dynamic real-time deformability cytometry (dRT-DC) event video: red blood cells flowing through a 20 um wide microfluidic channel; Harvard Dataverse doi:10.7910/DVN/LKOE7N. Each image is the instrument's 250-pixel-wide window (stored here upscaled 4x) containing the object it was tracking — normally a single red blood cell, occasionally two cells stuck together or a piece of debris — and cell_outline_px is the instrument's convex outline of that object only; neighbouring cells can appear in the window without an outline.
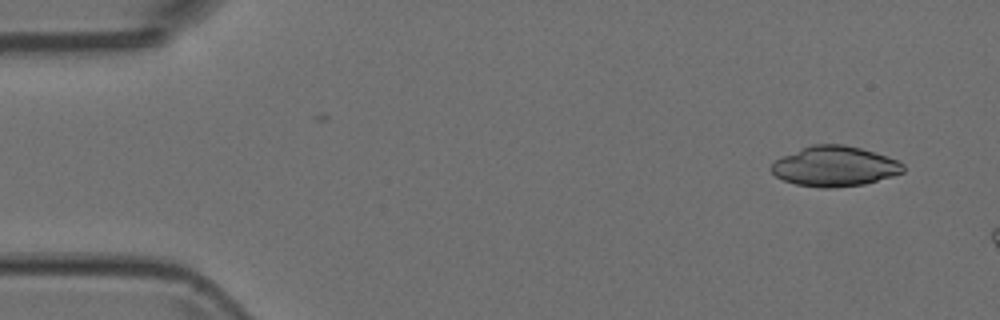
{"species": "Egyptian fruit bat (a non-hibernating species)", "species_latin": "Rousettus aegyptiacus", "temperature_condition": "room temperature", "stored_images_in_passage": 2, "camera_frame_rate_fps": 3000, "um_per_image_px": 0.085, "animal": {"sex": "female"}, "frame": {"image": 1, "passage_image": 2, "time_ms": 0.333, "image_size_px": [1000, 320], "cell_outline_px": [[904, 172], [892, 176], [864, 184], [832, 188], [820, 188], [796, 184], [784, 180], [776, 176], [768, 168], [776, 160], [800, 148], [812, 144], [844, 144], [860, 148], [888, 156], [904, 164]], "centroid_in_image_um": [70.94, 14.13], "position_along_channel_um": 14.1, "area_um2": 30.81}}